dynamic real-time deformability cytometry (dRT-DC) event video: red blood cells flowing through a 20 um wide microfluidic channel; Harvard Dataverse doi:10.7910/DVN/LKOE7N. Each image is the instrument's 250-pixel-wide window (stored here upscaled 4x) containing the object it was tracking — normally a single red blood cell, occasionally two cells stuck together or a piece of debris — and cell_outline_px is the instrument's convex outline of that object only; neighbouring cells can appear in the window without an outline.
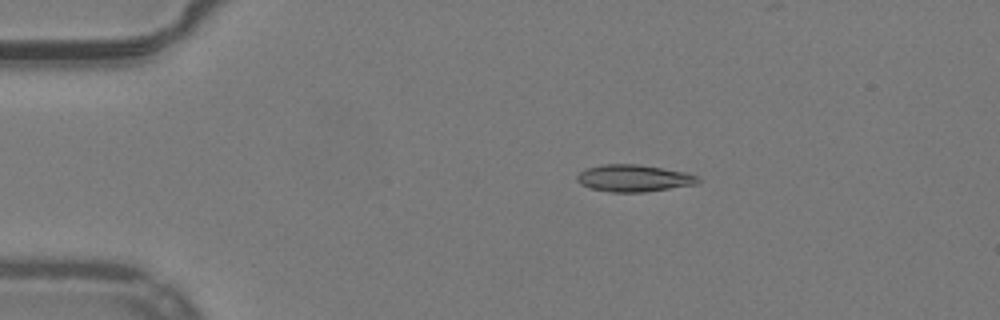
{"species": "common noctule bat (a hibernating species)", "species_latin": "Nyctalus noctula", "temperature_condition": "warm", "stored_images_in_passage": 46, "camera_frame_rate_fps": 3000, "um_per_image_px": 0.085, "animal": {"sex": "male", "body_mass_g": 19.2, "forearm_length_mm": 51.8}, "frame": {"image": 1, "passage_image": 4, "time_ms": 1.0, "image_size_px": [1000, 320], "cell_outline_px": [[700, 180], [696, 184], [644, 192], [612, 192], [592, 188], [580, 184], [576, 180], [576, 176], [580, 172], [588, 168], [600, 164], [640, 164], [688, 172], [696, 176]], "centroid_in_image_um": [53.87, 15.13], "position_along_channel_um": 31.1, "area_um2": 19.02}}
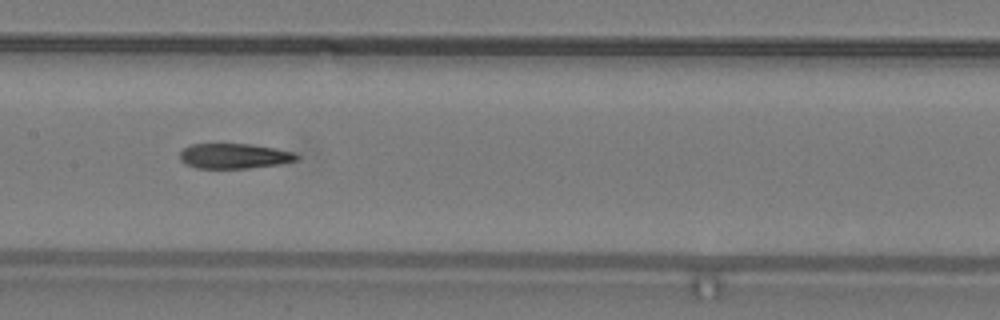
{"frame": {"image": 2, "passage_image": 20, "time_ms": 6.333, "image_size_px": [1000, 320], "cell_outline_px": [[300, 160], [280, 164], [248, 168], [196, 168], [180, 160], [180, 152], [184, 148], [192, 144], [252, 144], [276, 148], [296, 152], [300, 156]], "centroid_in_image_um": [19.99, 13.26], "position_along_channel_um": 187.4, "area_um2": 17.22}}
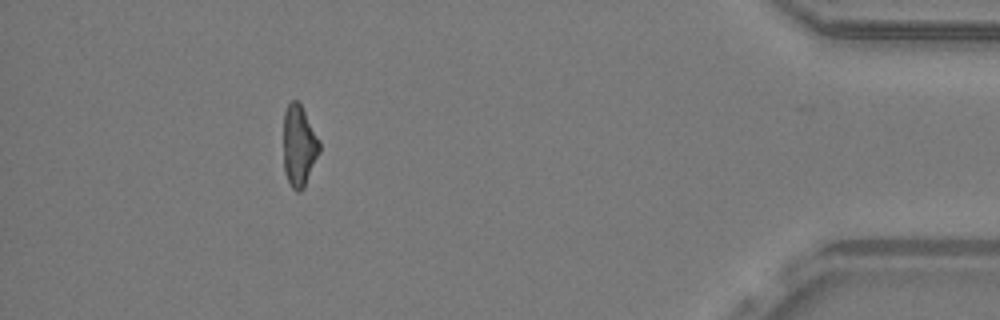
{"frame": {"image": 3, "passage_image": 41, "time_ms": 13.333, "image_size_px": [1000, 320], "cell_outline_px": [[320, 152], [304, 188], [300, 192], [296, 192], [292, 188], [284, 172], [284, 112], [288, 104], [292, 100], [296, 100], [300, 104], [320, 140]], "centroid_in_image_um": [25.42, 12.43], "position_along_channel_um": 409.8, "area_um2": 17.05}, "authors_computed_cell_mechanics": {"area_um2": 18.0336, "velocity_mm_per_s": 3.9803, "shape_relaxation_time_tau1_ms": null, "shape_relaxation_time_tau2_ms": 6.6506, "deformation_change_tau1": null, "deformation_change_tau2": 0.1987}}